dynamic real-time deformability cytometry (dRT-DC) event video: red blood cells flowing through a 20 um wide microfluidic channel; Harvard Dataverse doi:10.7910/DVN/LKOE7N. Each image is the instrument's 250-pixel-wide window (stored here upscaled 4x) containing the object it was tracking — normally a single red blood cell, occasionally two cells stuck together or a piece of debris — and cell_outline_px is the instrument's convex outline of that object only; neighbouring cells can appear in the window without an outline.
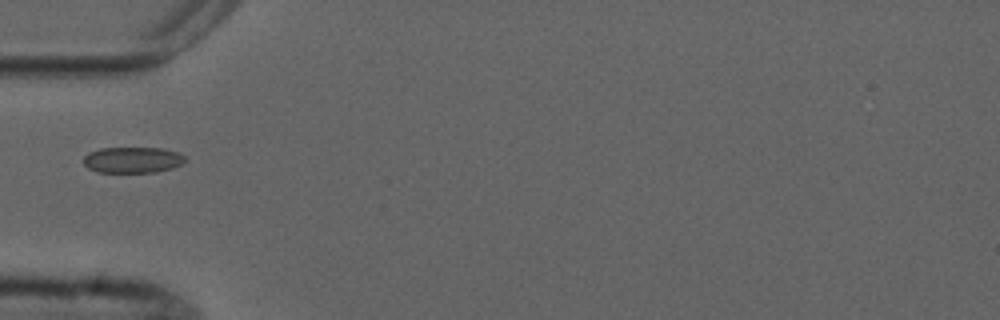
{"species": "common noctule bat (a hibernating species)", "species_latin": "Nyctalus noctula", "temperature_condition": "cold", "stored_images_in_passage": 7, "segment_of_instrument_passage": [2, 2], "camera_frame_rate_fps": 3000, "um_per_image_px": 0.085, "animal": {"sex": "male", "forearm_length_mm": 52.5}, "frame": {"image": 1, "passage_image": 5, "time_ms": 5.667, "image_size_px": [1000, 320], "cell_outline_px": [[188, 160], [184, 164], [172, 168], [156, 172], [96, 172], [88, 168], [84, 164], [84, 156], [88, 152], [100, 148], [164, 148], [180, 152]], "centroid_in_image_um": [11.32, 13.59], "position_along_channel_um": 73.7, "area_um2": 15.66}}
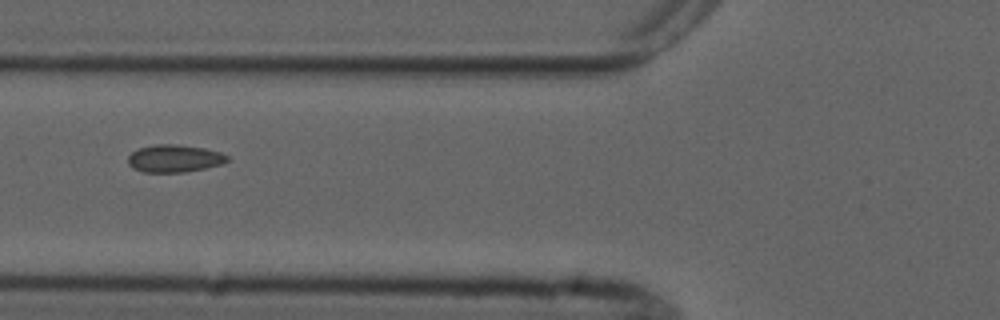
{"frame": {"image": 2, "passage_image": 6, "time_ms": 6.667, "image_size_px": [1000, 320], "cell_outline_px": [[228, 160], [224, 164], [184, 172], [144, 172], [132, 168], [128, 164], [128, 156], [132, 152], [140, 148], [156, 144], [176, 144], [204, 148], [220, 152], [228, 156]], "centroid_in_image_um": [14.82, 13.47], "position_along_channel_um": 111.0, "area_um2": 15.9}}
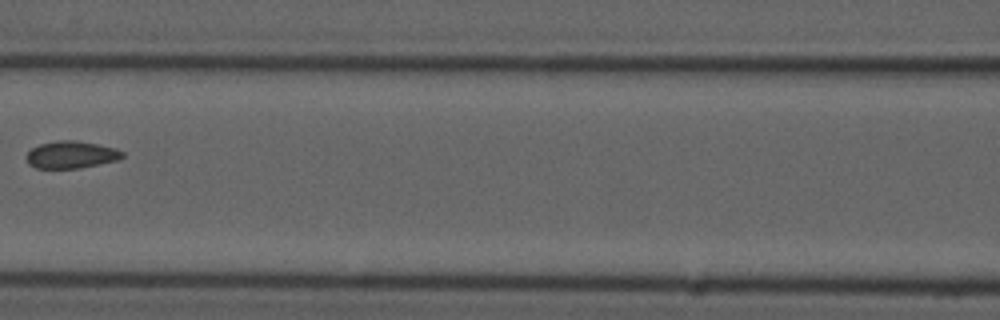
{"frame": {"image": 3, "passage_image": 7, "time_ms": 8.0, "image_size_px": [1000, 320], "cell_outline_px": [[124, 156], [116, 160], [80, 168], [36, 168], [28, 164], [24, 156], [32, 148], [40, 144], [56, 140], [76, 140], [116, 148], [124, 152]], "centroid_in_image_um": [6.01, 13.14], "position_along_channel_um": 160.6, "area_um2": 15.26}}